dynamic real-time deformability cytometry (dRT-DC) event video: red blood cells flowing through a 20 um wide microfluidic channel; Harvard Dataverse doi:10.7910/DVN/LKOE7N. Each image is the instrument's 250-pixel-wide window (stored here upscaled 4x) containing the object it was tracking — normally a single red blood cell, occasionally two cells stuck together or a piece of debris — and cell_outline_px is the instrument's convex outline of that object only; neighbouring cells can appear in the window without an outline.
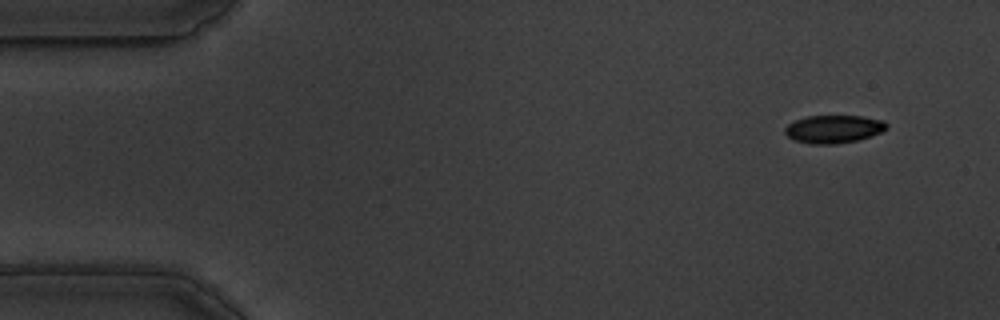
{"species": "common noctule bat (a hibernating species)", "species_latin": "Nyctalus noctula", "temperature_condition": "warm", "stored_images_in_passage": 54, "camera_frame_rate_fps": 3000, "um_per_image_px": 0.085, "animal": {"sex": "male", "body_mass_g": 19.5, "forearm_length_mm": 54.6}, "frame": {"image": 1, "passage_image": 1, "time_ms": 0.0, "image_size_px": [1000, 320], "cell_outline_px": [[888, 128], [872, 136], [856, 140], [836, 144], [808, 144], [792, 140], [784, 132], [784, 128], [788, 124], [796, 120], [808, 116], [864, 116], [884, 120], [888, 124]], "centroid_in_image_um": [70.86, 10.97], "position_along_channel_um": 14.1, "area_um2": 16.7}}
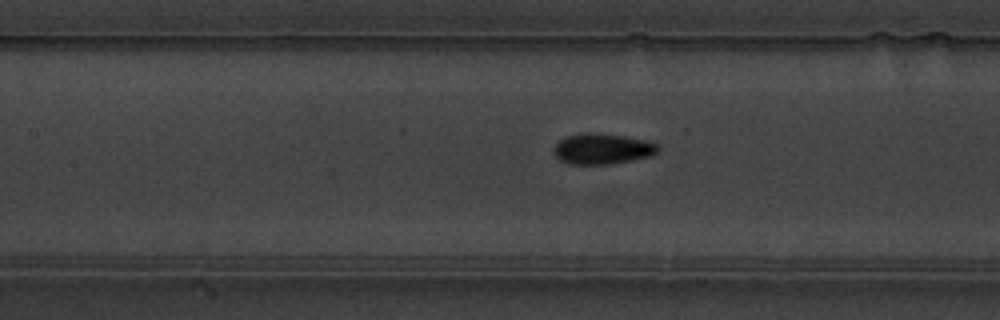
{"frame": {"image": 2, "passage_image": 22, "time_ms": 7.0, "image_size_px": [1000, 320], "cell_outline_px": [[660, 148], [652, 156], [632, 160], [608, 164], [568, 164], [560, 160], [552, 152], [552, 148], [560, 140], [568, 136], [584, 132], [596, 132], [624, 136], [648, 140], [660, 144]], "centroid_in_image_um": [51.21, 12.64], "position_along_channel_um": 156.2, "area_um2": 18.9}}
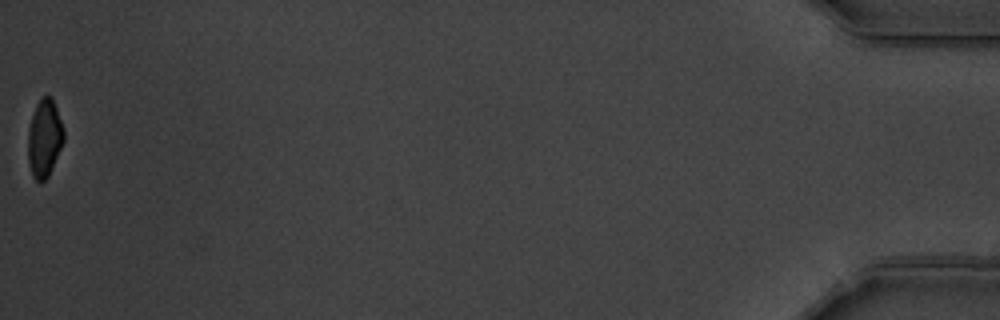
{"frame": {"image": 3, "passage_image": 54, "time_ms": 17.667, "image_size_px": [1000, 320], "cell_outline_px": [[64, 140], [48, 176], [40, 184], [32, 176], [28, 160], [28, 128], [36, 104], [40, 96], [52, 96], [64, 128]], "centroid_in_image_um": [3.77, 11.73], "position_along_channel_um": 431.4, "area_um2": 16.3}, "authors_computed_cell_mechanics": {"area_um2": 17.8024, "velocity_mm_per_s": 3.5283, "shape_relaxation_time_tau1_ms": 4.5067, "shape_relaxation_time_tau2_ms": 2.7121, "deformation_change_tau1": 0.1224, "deformation_change_tau2": 0.0541}}